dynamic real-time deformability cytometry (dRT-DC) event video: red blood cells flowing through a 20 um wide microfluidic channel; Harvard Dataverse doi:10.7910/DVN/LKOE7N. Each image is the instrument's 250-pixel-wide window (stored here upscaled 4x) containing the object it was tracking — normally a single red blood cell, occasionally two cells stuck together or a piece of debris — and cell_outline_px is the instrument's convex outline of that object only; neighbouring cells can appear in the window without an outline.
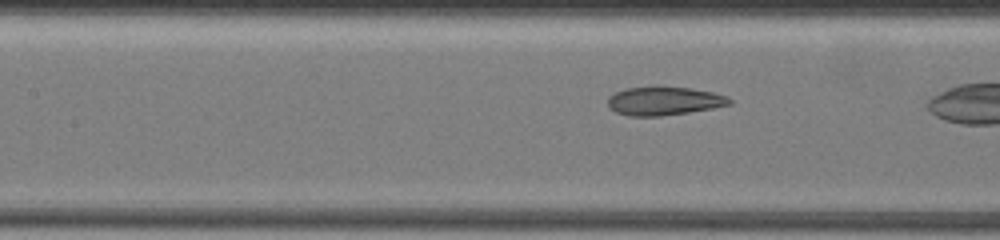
{"species": "common noctule bat (a hibernating species)", "species_latin": "Nyctalus noctula", "temperature_condition": "warm", "stored_images_in_passage": 31, "camera_frame_rate_fps": 3000, "um_per_image_px": 0.085, "animal": {"sex": "female", "body_mass_g": 19.5, "forearm_length_mm": 54.1}, "frame": {"image": 1, "passage_image": 30, "time_ms": 9.667, "image_size_px": [1000, 240], "cell_outline_px": [[732, 104], [712, 108], [688, 112], [660, 116], [628, 116], [616, 112], [608, 108], [608, 96], [616, 92], [628, 88], [652, 84], [656, 84], [688, 88], [712, 92], [728, 96], [732, 100]], "centroid_in_image_um": [56.41, 8.55], "position_along_channel_um": 151.0, "area_um2": 20.75}}